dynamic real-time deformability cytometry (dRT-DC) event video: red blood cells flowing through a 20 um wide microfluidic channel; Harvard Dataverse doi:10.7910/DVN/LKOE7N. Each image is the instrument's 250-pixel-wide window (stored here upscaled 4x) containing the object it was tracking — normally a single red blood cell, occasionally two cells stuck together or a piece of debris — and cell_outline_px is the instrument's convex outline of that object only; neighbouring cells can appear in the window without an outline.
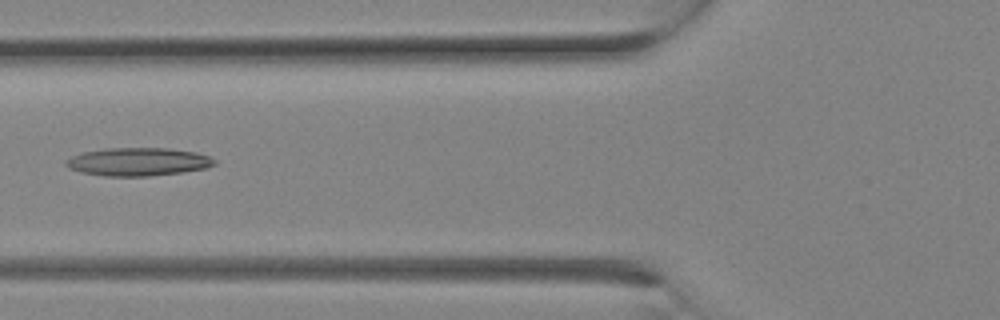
{"species": "Egyptian fruit bat (a non-hibernating species)", "species_latin": "Rousettus aegyptiacus", "temperature_condition": "room temperature", "stored_images_in_passage": 11, "camera_frame_rate_fps": 3000, "um_per_image_px": 0.085, "animal": {"sex": "female"}, "frame": {"image": 1, "passage_image": 10, "time_ms": 3.0, "image_size_px": [1000, 320], "cell_outline_px": [[216, 164], [204, 168], [180, 172], [148, 176], [104, 176], [80, 172], [68, 168], [64, 164], [64, 160], [80, 152], [104, 148], [168, 148], [196, 152], [208, 156], [216, 160]], "centroid_in_image_um": [11.67, 13.74], "position_along_channel_um": 114.1, "area_um2": 24.45}}